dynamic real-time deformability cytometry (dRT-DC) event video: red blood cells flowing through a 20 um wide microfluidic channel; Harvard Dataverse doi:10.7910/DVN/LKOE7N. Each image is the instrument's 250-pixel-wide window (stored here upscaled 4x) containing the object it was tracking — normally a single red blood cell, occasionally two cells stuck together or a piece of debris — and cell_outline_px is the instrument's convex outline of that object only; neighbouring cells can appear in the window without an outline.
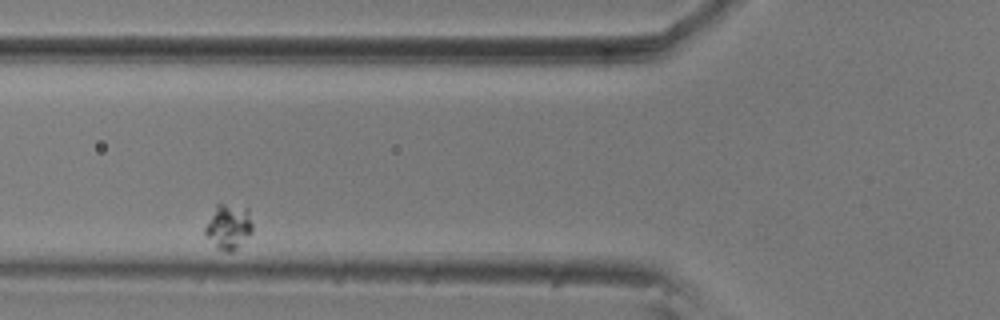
{"species": "common noctule bat (a hibernating species)", "species_latin": "Nyctalus noctula", "temperature_condition": "room temperature", "stored_images_in_passage": 3, "camera_frame_rate_fps": 3000, "um_per_image_px": 0.085, "animal": {"sex": "male", "body_mass_g": 20.5, "forearm_length_mm": 52.5}, "frame": {"image": 1, "passage_image": 2, "time_ms": 0.333, "image_size_px": [1000, 320], "cell_outline_px": [[252, 232], [232, 252], [228, 252], [216, 248], [204, 232], [204, 228], [216, 204], [224, 204], [248, 208], [252, 224]], "centroid_in_image_um": [19.42, 19.27], "position_along_channel_um": 106.4, "area_um2": 12.25}}